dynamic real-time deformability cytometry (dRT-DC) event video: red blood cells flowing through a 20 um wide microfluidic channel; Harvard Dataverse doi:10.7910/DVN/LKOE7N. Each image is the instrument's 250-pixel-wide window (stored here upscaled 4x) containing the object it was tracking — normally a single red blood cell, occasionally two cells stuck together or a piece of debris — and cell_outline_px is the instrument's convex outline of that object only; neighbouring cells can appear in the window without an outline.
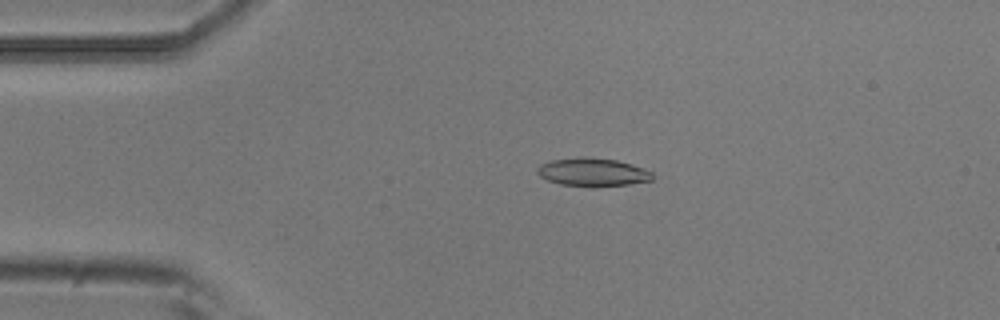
{"species": "common noctule bat (a hibernating species)", "species_latin": "Nyctalus noctula", "temperature_condition": "room temperature", "stored_images_in_passage": 5, "camera_frame_rate_fps": 3000, "um_per_image_px": 0.085, "animal": {"sex": "male", "body_mass_g": 20.5, "forearm_length_mm": 52.5}, "frame": {"image": 1, "passage_image": 3, "time_ms": 0.667, "image_size_px": [1000, 320], "cell_outline_px": [[652, 180], [628, 184], [592, 188], [560, 184], [548, 180], [540, 176], [536, 172], [536, 168], [540, 164], [552, 160], [580, 156], [616, 160], [632, 164], [652, 172]], "centroid_in_image_um": [50.34, 14.64], "position_along_channel_um": 34.7, "area_um2": 19.13}}